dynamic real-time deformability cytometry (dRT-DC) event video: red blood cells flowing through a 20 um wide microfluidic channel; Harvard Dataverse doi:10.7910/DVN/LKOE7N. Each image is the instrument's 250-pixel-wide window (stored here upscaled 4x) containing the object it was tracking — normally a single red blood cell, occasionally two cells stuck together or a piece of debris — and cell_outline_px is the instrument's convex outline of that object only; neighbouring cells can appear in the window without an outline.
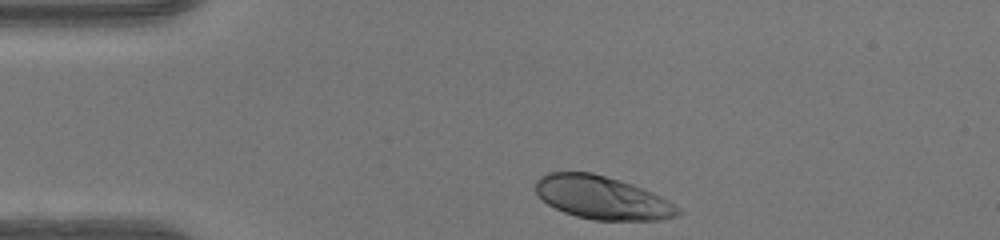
{"species": "human", "species_latin": "Homo sapiens", "temperature_condition": "warm", "stored_images_in_passage": 31, "camera_frame_rate_fps": 3000, "um_per_image_px": 0.085, "donor": {"sex": "female"}, "frame": {"image": 1, "passage_image": 1, "time_ms": 0.0, "image_size_px": [1000, 240], "cell_outline_px": [[684, 212], [680, 216], [660, 220], [596, 220], [576, 216], [564, 212], [548, 204], [536, 192], [536, 180], [540, 176], [548, 172], [592, 172], [620, 180], [632, 184], [652, 192], [668, 200], [680, 208]], "centroid_in_image_um": [51.23, 16.8], "position_along_channel_um": 33.8, "area_um2": 35.84}}
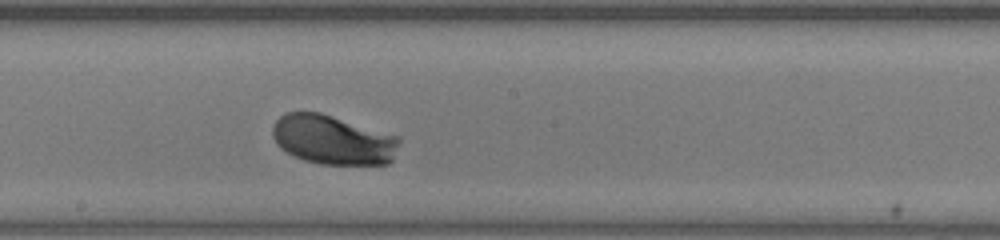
{"frame": {"image": 2, "passage_image": 18, "time_ms": 5.667, "image_size_px": [1000, 240], "cell_outline_px": [[400, 140], [392, 160], [388, 164], [320, 164], [304, 160], [280, 148], [276, 144], [272, 136], [272, 128], [276, 120], [284, 112], [320, 112], [400, 136]], "centroid_in_image_um": [28.29, 11.87], "position_along_channel_um": 219.9, "area_um2": 36.53}}
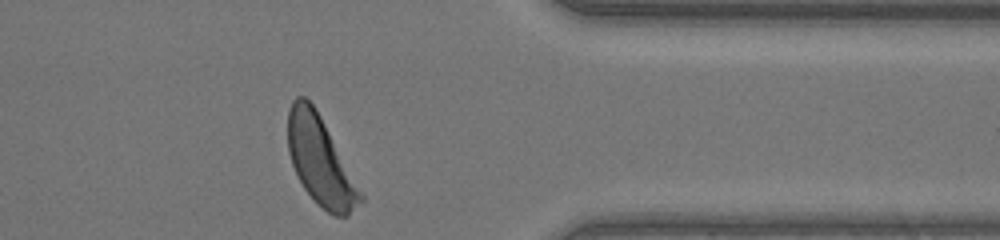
{"frame": {"image": 3, "passage_image": 31, "time_ms": 10.0, "image_size_px": [1000, 240], "cell_outline_px": [[364, 200], [348, 216], [336, 216], [328, 212], [304, 188], [292, 164], [288, 152], [288, 108], [292, 100], [296, 96], [304, 96], [316, 108], [364, 196]], "centroid_in_image_um": [27.22, 13.65], "position_along_channel_um": 384.2, "area_um2": 36.7}, "authors_computed_cell_mechanics": {"area_um2": 35.8938, "velocity_mm_per_s": 4.1108, "shape_relaxation_time_tau1_ms": 1.4849, "shape_relaxation_time_tau2_ms": null, "deformation_change_tau1": 0.1292, "deformation_change_tau2": null}}